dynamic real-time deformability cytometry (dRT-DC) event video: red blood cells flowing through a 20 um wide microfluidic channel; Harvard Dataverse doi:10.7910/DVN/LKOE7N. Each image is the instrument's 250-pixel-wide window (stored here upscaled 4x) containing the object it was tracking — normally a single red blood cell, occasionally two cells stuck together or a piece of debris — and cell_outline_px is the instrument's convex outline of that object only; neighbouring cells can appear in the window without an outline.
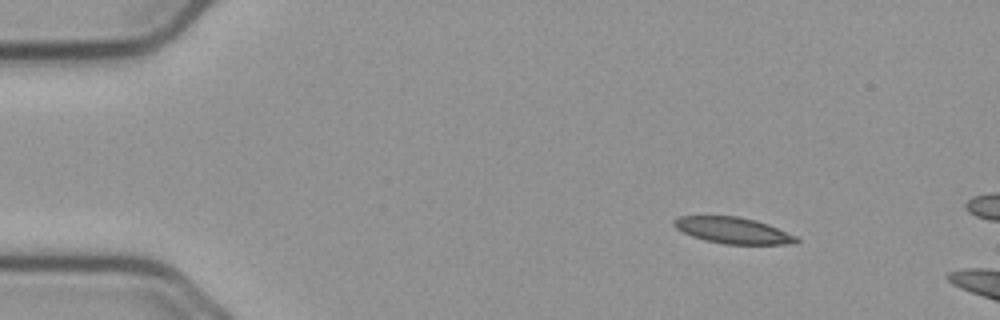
{"species": "common noctule bat (a hibernating species)", "species_latin": "Nyctalus noctula", "temperature_condition": "cold", "stored_images_in_passage": 7, "camera_frame_rate_fps": 3000, "um_per_image_px": 0.085, "animal": {"sex": "male", "body_mass_g": 23.1, "forearm_length_mm": 52.7}, "frame": {"image": 1, "passage_image": 1, "time_ms": 0.0, "image_size_px": [1000, 320], "cell_outline_px": [[800, 240], [796, 244], [724, 244], [704, 240], [692, 236], [676, 228], [672, 224], [672, 220], [680, 216], [736, 216], [756, 220], [768, 224], [796, 236]], "centroid_in_image_um": [62.3, 19.59], "position_along_channel_um": 22.7, "area_um2": 18.73}}